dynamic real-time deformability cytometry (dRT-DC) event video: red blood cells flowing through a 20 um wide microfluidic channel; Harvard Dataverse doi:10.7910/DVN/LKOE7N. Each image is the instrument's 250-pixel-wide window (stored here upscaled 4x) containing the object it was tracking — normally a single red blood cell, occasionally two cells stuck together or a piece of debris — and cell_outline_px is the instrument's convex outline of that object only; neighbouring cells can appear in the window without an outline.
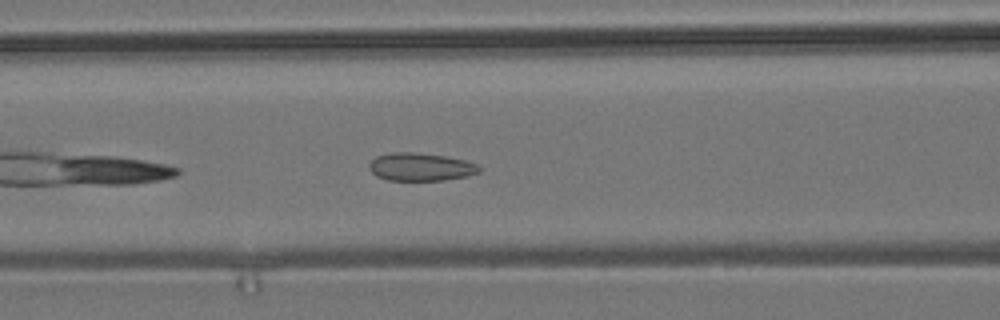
{"species": "common noctule bat (a hibernating species)", "species_latin": "Nyctalus noctula", "temperature_condition": "room temperature", "stored_images_in_passage": 18, "camera_frame_rate_fps": 3000, "um_per_image_px": 0.085, "animal": {"sex": "male", "body_mass_g": 19.2, "forearm_length_mm": 51.8}, "frame": {"image": 1, "passage_image": 8, "time_ms": 2.333, "image_size_px": [1000, 320], "cell_outline_px": [[484, 168], [480, 172], [468, 176], [444, 180], [388, 180], [376, 176], [368, 168], [368, 164], [376, 156], [392, 152], [412, 152], [444, 156], [464, 160], [476, 164]], "centroid_in_image_um": [35.76, 14.19], "position_along_channel_um": 130.8, "area_um2": 17.98}}
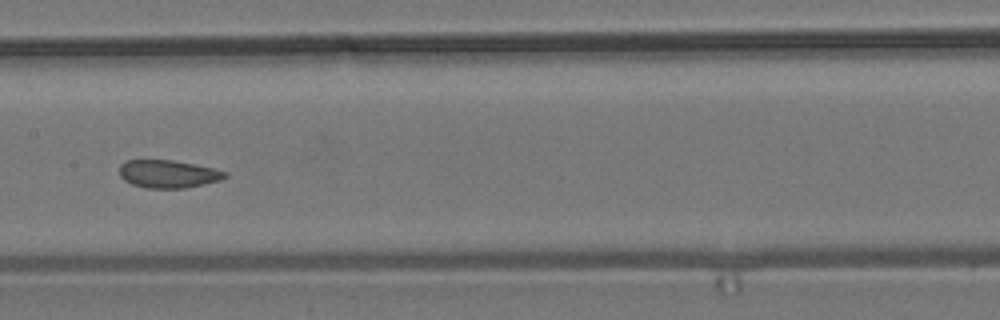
{"frame": {"image": 2, "passage_image": 13, "time_ms": 4.0, "image_size_px": [1000, 320], "cell_outline_px": [[228, 176], [220, 180], [184, 188], [144, 188], [132, 184], [124, 180], [120, 176], [120, 164], [128, 160], [172, 160], [212, 168], [224, 172]], "centroid_in_image_um": [14.24, 14.79], "position_along_channel_um": 193.2, "area_um2": 16.88}}
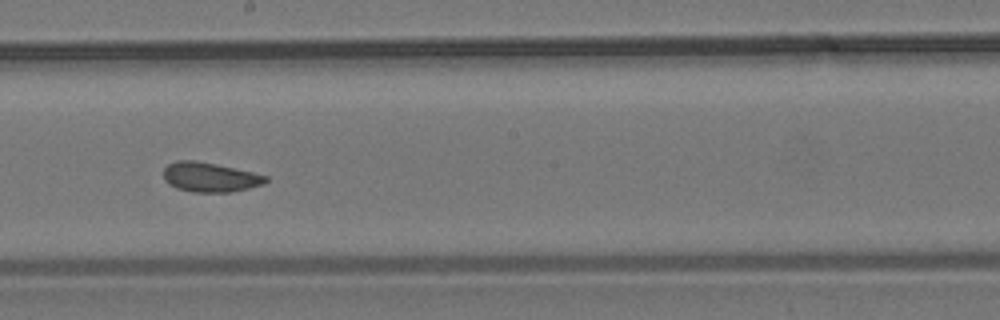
{"frame": {"image": 3, "passage_image": 16, "time_ms": 5.0, "image_size_px": [1000, 320], "cell_outline_px": [[268, 180], [264, 184], [232, 192], [192, 192], [176, 188], [168, 184], [164, 180], [164, 168], [168, 164], [176, 160], [196, 160], [216, 164], [252, 172], [268, 176]], "centroid_in_image_um": [17.83, 15.06], "position_along_channel_um": 230.4, "area_um2": 17.69}}